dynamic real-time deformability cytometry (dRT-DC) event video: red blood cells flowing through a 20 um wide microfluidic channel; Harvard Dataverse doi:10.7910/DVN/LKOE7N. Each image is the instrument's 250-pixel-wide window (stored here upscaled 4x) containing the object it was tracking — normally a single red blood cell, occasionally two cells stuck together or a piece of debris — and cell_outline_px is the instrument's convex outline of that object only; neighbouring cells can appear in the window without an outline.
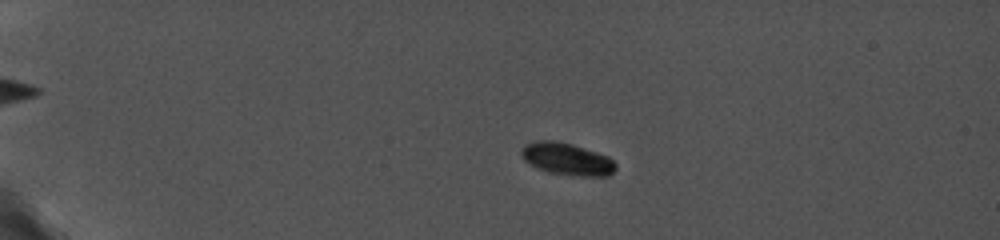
{"species": "common noctule bat (a hibernating species)", "species_latin": "Nyctalus noctula", "temperature_condition": "cold", "stored_images_in_passage": 38, "camera_frame_rate_fps": 5000, "um_per_image_px": 0.085, "animal": {"sex": "female", "body_mass_g": 19.0, "forearm_length_mm": 56.7}, "frame": {"image": 1, "passage_image": 11, "time_ms": 4.8, "image_size_px": [1000, 240], "cell_outline_px": [[616, 168], [608, 176], [580, 176], [548, 172], [536, 168], [524, 160], [520, 152], [520, 148], [524, 144], [536, 140], [556, 140], [572, 144], [608, 156], [616, 164]], "centroid_in_image_um": [48.15, 13.5], "position_along_channel_um": 36.9, "area_um2": 17.8}}
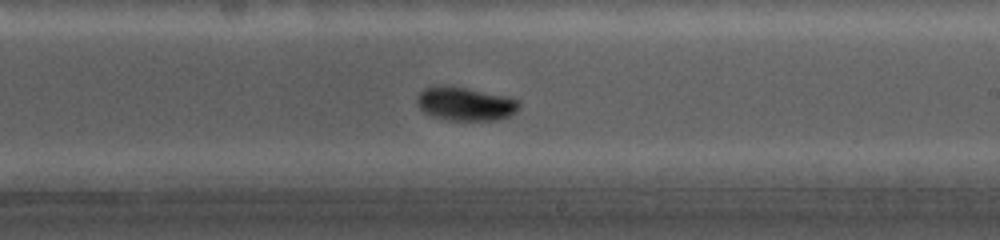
{"frame": {"image": 2, "passage_image": 27, "time_ms": 12.6, "image_size_px": [1000, 240], "cell_outline_px": [[520, 108], [516, 112], [500, 120], [448, 120], [432, 116], [424, 112], [416, 104], [416, 96], [424, 88], [440, 84], [448, 84], [508, 96], [516, 100], [520, 104]], "centroid_in_image_um": [39.52, 8.8], "position_along_channel_um": 249.5, "area_um2": 20.4}}
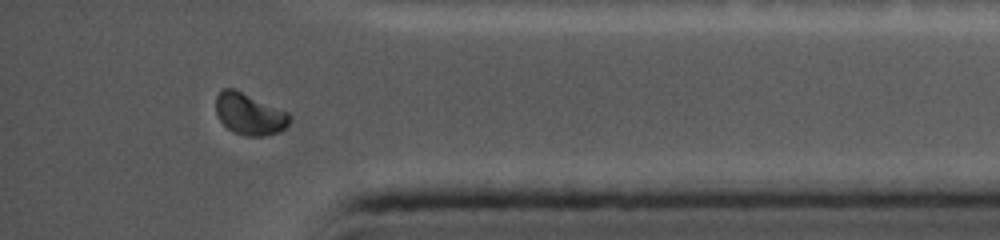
{"frame": {"image": 3, "passage_image": 36, "time_ms": 17.0, "image_size_px": [1000, 240], "cell_outline_px": [[292, 120], [280, 132], [260, 136], [244, 136], [232, 132], [220, 120], [216, 112], [216, 96], [224, 88], [236, 88], [288, 112], [292, 116]], "centroid_in_image_um": [21.22, 9.68], "position_along_channel_um": 414.0, "area_um2": 18.09}, "authors_computed_cell_mechanics": {"area_um2": 18.1492, "velocity_mm_per_s": 3.7506, "shape_relaxation_time_tau1_ms": 0.5097, "shape_relaxation_time_tau2_ms": null, "deformation_change_tau1": 0.0668, "deformation_change_tau2": null}}